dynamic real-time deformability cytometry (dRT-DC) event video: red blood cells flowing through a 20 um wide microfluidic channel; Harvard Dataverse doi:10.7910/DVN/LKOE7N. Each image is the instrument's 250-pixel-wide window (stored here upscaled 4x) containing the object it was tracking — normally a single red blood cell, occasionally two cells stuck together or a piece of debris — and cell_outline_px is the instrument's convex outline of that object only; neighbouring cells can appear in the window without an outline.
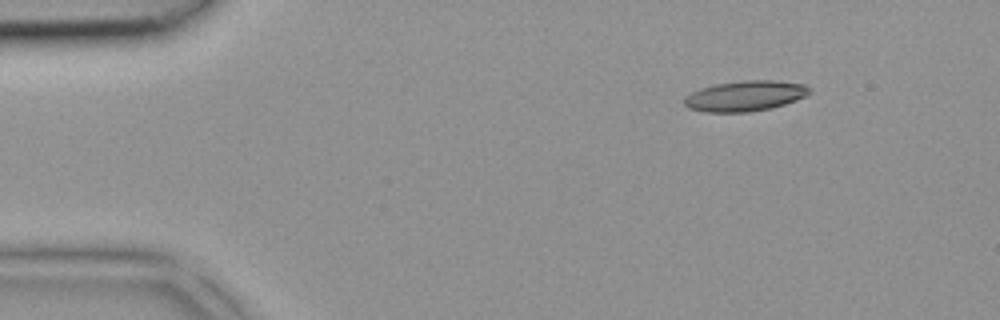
{"species": "common noctule bat (a hibernating species)", "species_latin": "Nyctalus noctula", "temperature_condition": "room temperature", "stored_images_in_passage": 37, "camera_frame_rate_fps": 3000, "um_per_image_px": 0.085, "animal": {"sex": "female", "body_mass_g": 18.4}, "frame": {"image": 1, "passage_image": 1, "time_ms": 0.0, "image_size_px": [1000, 320], "cell_outline_px": [[812, 92], [796, 100], [772, 108], [748, 112], [704, 112], [688, 108], [684, 104], [684, 96], [700, 88], [716, 84], [744, 80], [776, 80], [804, 84]], "centroid_in_image_um": [63.31, 8.15], "position_along_channel_um": 21.7, "area_um2": 22.25}}
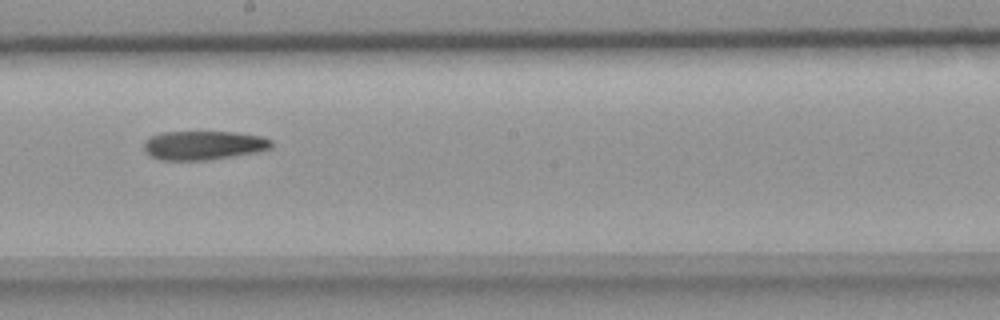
{"frame": {"image": 2, "passage_image": 19, "time_ms": 6.0, "image_size_px": [1000, 320], "cell_outline_px": [[272, 148], [256, 152], [232, 156], [204, 160], [160, 160], [152, 156], [144, 148], [144, 144], [152, 136], [160, 132], [232, 132], [260, 136], [272, 140]], "centroid_in_image_um": [17.32, 12.35], "position_along_channel_um": 230.9, "area_um2": 21.21}}
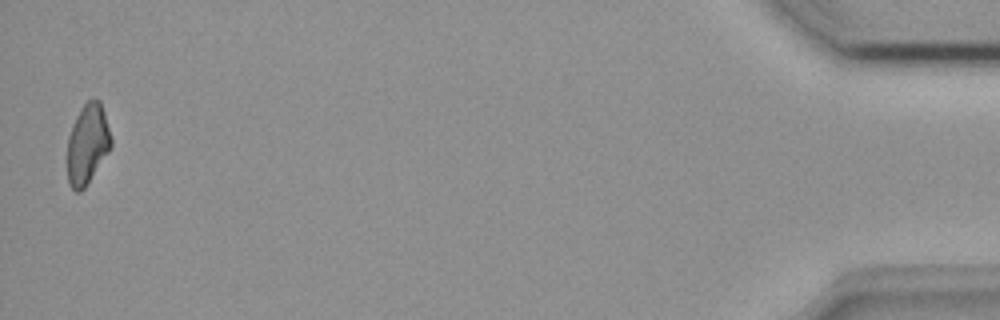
{"frame": {"image": 3, "passage_image": 37, "time_ms": 12.0, "image_size_px": [1000, 320], "cell_outline_px": [[112, 144], [108, 152], [84, 188], [80, 192], [76, 192], [68, 184], [68, 136], [72, 124], [80, 108], [92, 96], [100, 100], [104, 112], [112, 140]], "centroid_in_image_um": [7.43, 12.2], "position_along_channel_um": 427.8, "area_um2": 20.35}}